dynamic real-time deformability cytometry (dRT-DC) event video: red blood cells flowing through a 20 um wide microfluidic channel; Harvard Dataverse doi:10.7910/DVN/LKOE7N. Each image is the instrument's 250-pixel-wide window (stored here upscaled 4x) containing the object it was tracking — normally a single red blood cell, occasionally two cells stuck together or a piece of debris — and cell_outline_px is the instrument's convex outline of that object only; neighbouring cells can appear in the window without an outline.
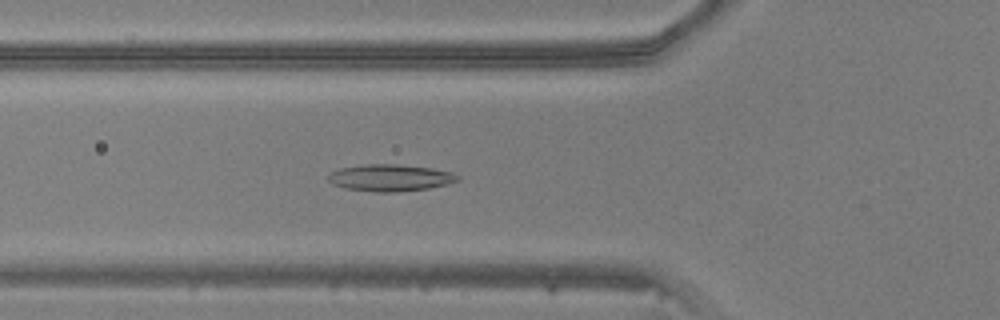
{"species": "common noctule bat (a hibernating species)", "species_latin": "Nyctalus noctula", "temperature_condition": "warm", "stored_images_in_passage": 41, "camera_frame_rate_fps": 3000, "um_per_image_px": 0.085, "animal": {"sex": "male", "body_mass_g": 20.5, "forearm_length_mm": 52.5}, "frame": {"image": 1, "passage_image": 17, "time_ms": 5.333, "image_size_px": [1000, 320], "cell_outline_px": [[460, 180], [448, 184], [428, 188], [396, 192], [376, 192], [344, 188], [332, 184], [328, 180], [328, 176], [332, 172], [340, 168], [364, 164], [396, 164], [432, 168], [452, 172], [460, 176]], "centroid_in_image_um": [33.18, 15.11], "position_along_channel_um": 92.6, "area_um2": 20.29}}
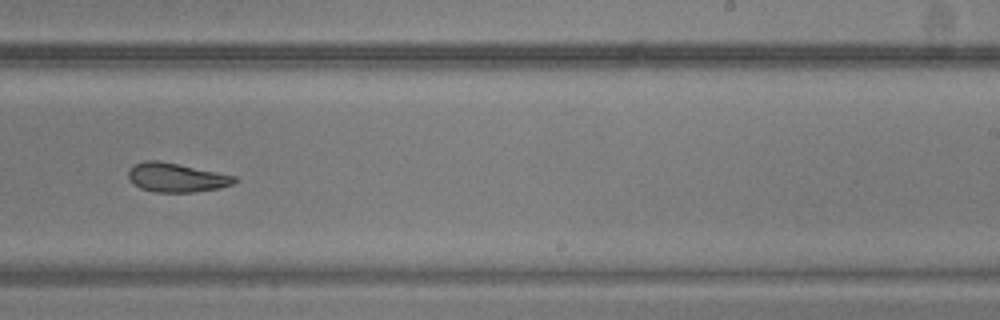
{"frame": {"image": 2, "passage_image": 30, "time_ms": 9.667, "image_size_px": [1000, 320], "cell_outline_px": [[240, 180], [232, 184], [220, 188], [192, 192], [156, 192], [140, 188], [128, 176], [128, 168], [132, 164], [144, 160], [156, 160], [236, 176]], "centroid_in_image_um": [14.98, 15.09], "position_along_channel_um": 274.0, "area_um2": 17.8}}
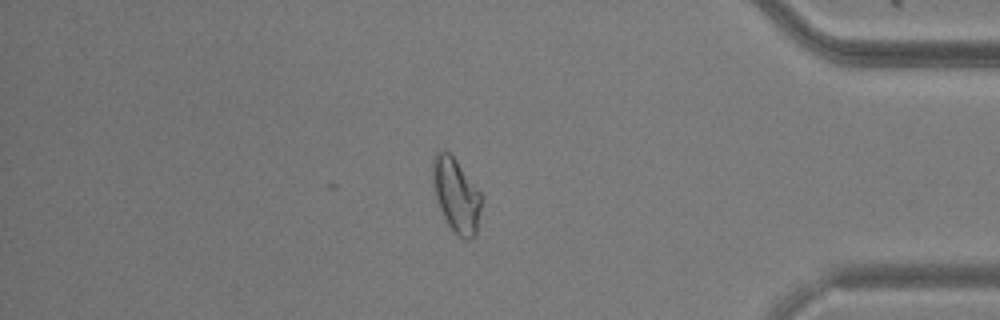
{"frame": {"image": 3, "passage_image": 41, "time_ms": 13.333, "image_size_px": [1000, 320], "cell_outline_px": [[480, 212], [476, 236], [468, 240], [464, 240], [456, 236], [448, 224], [440, 208], [432, 188], [432, 156], [436, 152], [448, 152], [456, 160], [480, 192]], "centroid_in_image_um": [38.75, 16.62], "position_along_channel_um": 396.5, "area_um2": 20.98}}